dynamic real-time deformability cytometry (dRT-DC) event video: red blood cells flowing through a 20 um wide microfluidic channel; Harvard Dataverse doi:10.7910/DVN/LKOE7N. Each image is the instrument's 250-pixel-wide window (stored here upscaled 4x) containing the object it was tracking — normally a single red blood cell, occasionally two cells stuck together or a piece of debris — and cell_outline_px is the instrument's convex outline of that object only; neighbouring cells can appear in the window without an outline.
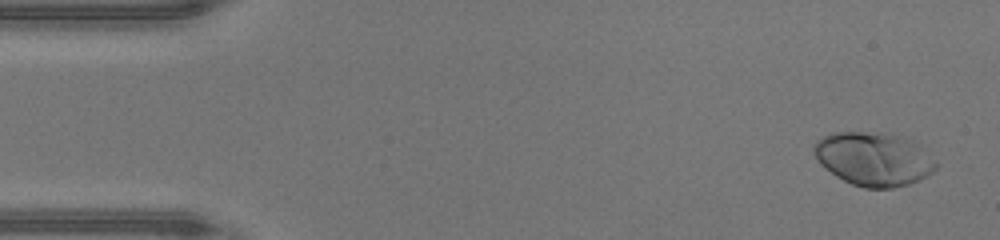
{"species": "human", "species_latin": "Homo sapiens", "temperature_condition": "warm", "stored_images_in_passage": 46, "camera_frame_rate_fps": 3000, "um_per_image_px": 0.085, "donor": {"sex": "male"}, "frame": {"image": 1, "passage_image": 2, "time_ms": 0.333, "image_size_px": [1000, 240], "cell_outline_px": [[936, 168], [932, 172], [908, 184], [892, 188], [864, 188], [852, 184], [836, 176], [824, 168], [820, 164], [812, 152], [812, 148], [816, 140], [832, 132], [880, 132], [900, 136], [912, 140], [920, 144], [936, 160]], "centroid_in_image_um": [74.24, 13.49], "position_along_channel_um": 10.8, "area_um2": 38.32}}
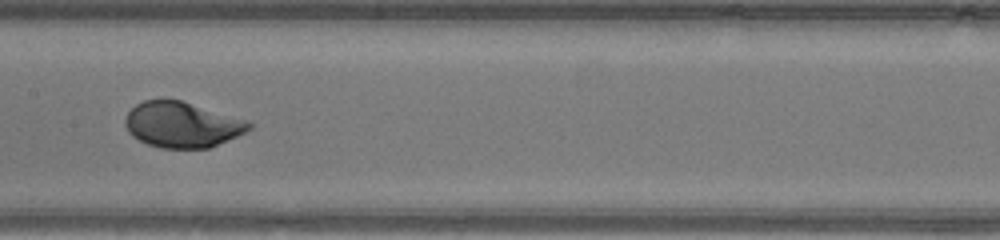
{"frame": {"image": 2, "passage_image": 23, "time_ms": 7.333, "image_size_px": [1000, 240], "cell_outline_px": [[252, 128], [236, 136], [208, 148], [160, 148], [148, 144], [132, 136], [128, 132], [124, 124], [124, 120], [128, 112], [136, 104], [144, 100], [160, 96], [180, 100], [248, 120], [252, 124]], "centroid_in_image_um": [15.43, 10.56], "position_along_channel_um": 192.0, "area_um2": 33.18}}
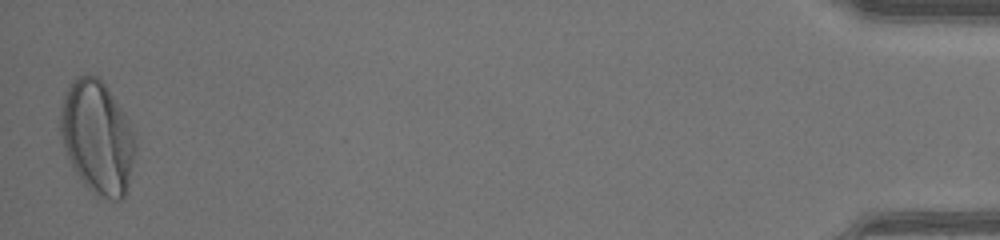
{"frame": {"image": 3, "passage_image": 46, "time_ms": 15.0, "image_size_px": [1000, 240], "cell_outline_px": [[136, 148], [128, 184], [124, 196], [120, 200], [112, 200], [100, 196], [88, 188], [84, 184], [76, 172], [68, 156], [60, 132], [60, 112], [64, 96], [72, 80], [80, 76], [96, 76], [108, 88], [124, 112], [128, 120], [136, 140]], "centroid_in_image_um": [8.29, 11.67], "position_along_channel_um": 426.9, "area_um2": 48.73}, "authors_computed_cell_mechanics": {"area_um2": 33.9286, "velocity_mm_per_s": 4.3881, "shape_relaxation_time_tau1_ms": 2.3709, "shape_relaxation_time_tau2_ms": null, "deformation_change_tau1": 0.1777, "deformation_change_tau2": null}}